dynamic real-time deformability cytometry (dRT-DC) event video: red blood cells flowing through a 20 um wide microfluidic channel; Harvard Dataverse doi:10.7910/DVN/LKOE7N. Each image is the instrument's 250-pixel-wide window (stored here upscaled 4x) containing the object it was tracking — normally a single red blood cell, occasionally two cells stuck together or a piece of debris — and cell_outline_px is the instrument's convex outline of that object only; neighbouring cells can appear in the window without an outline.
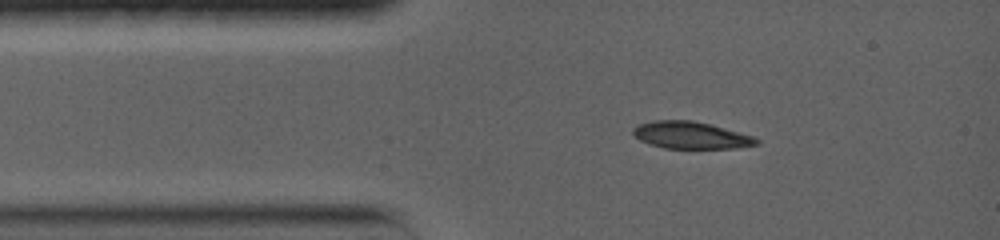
{"species": "common noctule bat (a hibernating species)", "species_latin": "Nyctalus noctula", "temperature_condition": "warm", "stored_images_in_passage": 32, "camera_frame_rate_fps": 5000, "um_per_image_px": 0.085, "animal": {"sex": "female", "body_mass_g": 19.0, "forearm_length_mm": 56.7}, "frame": {"image": 1, "passage_image": 1, "time_ms": 0.0, "image_size_px": [1000, 240], "cell_outline_px": [[760, 144], [736, 148], [664, 148], [648, 144], [640, 140], [632, 132], [632, 128], [636, 124], [652, 120], [692, 120], [712, 124], [752, 136], [760, 140]], "centroid_in_image_um": [58.7, 11.48], "position_along_channel_um": 26.3, "area_um2": 19.65}}
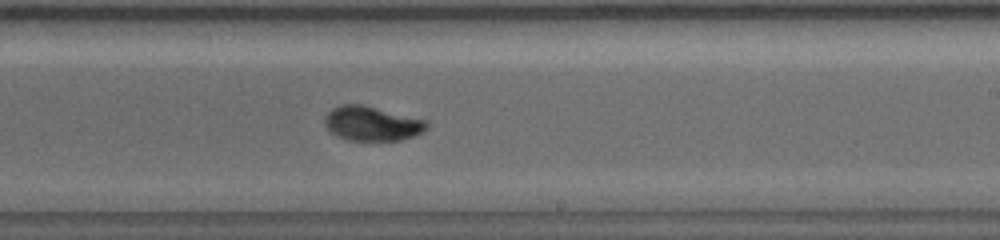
{"frame": {"image": 2, "passage_image": 17, "time_ms": 6.8, "image_size_px": [1000, 240], "cell_outline_px": [[428, 128], [424, 132], [400, 140], [348, 140], [336, 136], [324, 124], [324, 116], [332, 108], [340, 104], [360, 104], [428, 120]], "centroid_in_image_um": [31.62, 10.49], "position_along_channel_um": 257.4, "area_um2": 20.52}}
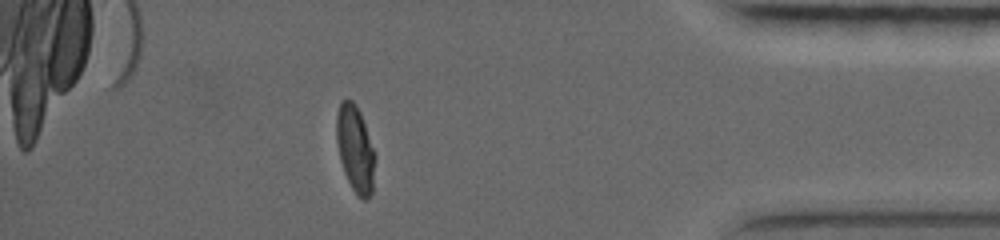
{"frame": {"image": 3, "passage_image": 29, "time_ms": 11.8, "image_size_px": [1000, 240], "cell_outline_px": [[372, 192], [364, 200], [356, 196], [344, 172], [340, 160], [336, 140], [336, 116], [340, 100], [352, 100], [356, 104], [360, 112], [372, 148]], "centroid_in_image_um": [30.12, 12.61], "position_along_channel_um": 405.1, "area_um2": 18.73}, "authors_computed_cell_mechanics": {"area_um2": 20.2878, "velocity_mm_per_s": 3.7165, "shape_relaxation_time_tau1_ms": 7.5127, "shape_relaxation_time_tau2_ms": null, "deformation_change_tau1": 0.2698, "deformation_change_tau2": null}}